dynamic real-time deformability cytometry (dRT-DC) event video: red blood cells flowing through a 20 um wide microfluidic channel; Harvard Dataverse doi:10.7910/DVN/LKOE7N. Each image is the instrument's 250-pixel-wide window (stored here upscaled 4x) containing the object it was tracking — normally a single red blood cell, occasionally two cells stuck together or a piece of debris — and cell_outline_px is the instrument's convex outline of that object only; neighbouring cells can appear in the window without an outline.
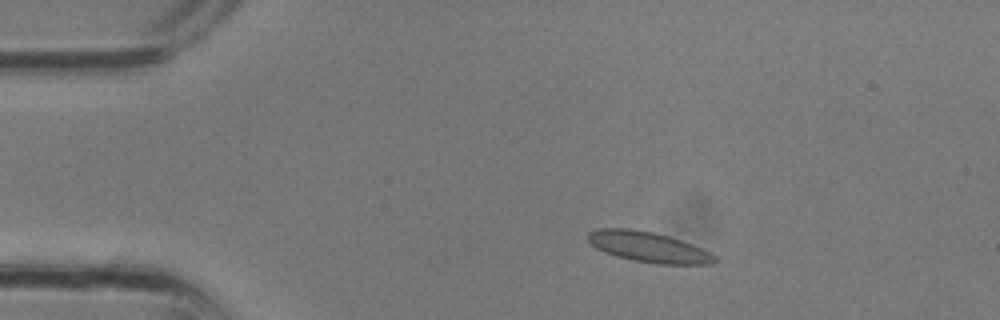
{"species": "common noctule bat (a hibernating species)", "species_latin": "Nyctalus noctula", "temperature_condition": "room temperature", "stored_images_in_passage": 20, "camera_frame_rate_fps": 3000, "um_per_image_px": 0.085, "animal": {"sex": "male", "body_mass_g": 13.3}, "frame": {"image": 1, "passage_image": 5, "time_ms": 1.333, "image_size_px": [1000, 320], "cell_outline_px": [[720, 260], [712, 264], [656, 264], [632, 260], [616, 256], [604, 252], [596, 248], [588, 240], [588, 232], [596, 228], [628, 228], [652, 232], [668, 236], [692, 244], [716, 256]], "centroid_in_image_um": [55.1, 21.0], "position_along_channel_um": 29.9, "area_um2": 22.43}}
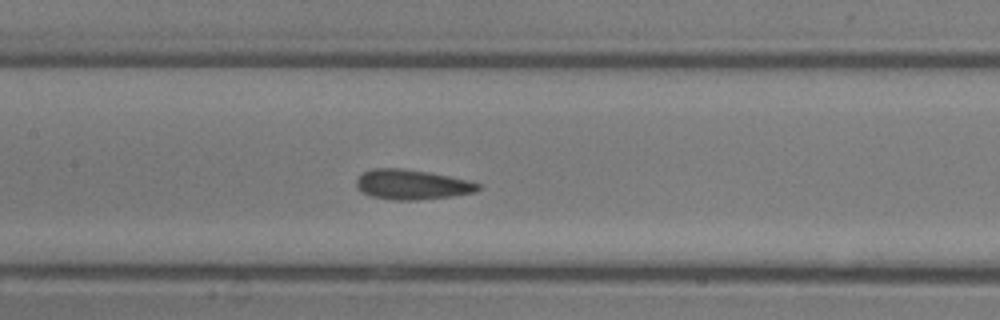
{"frame": {"image": 2, "passage_image": 14, "time_ms": 4.333, "image_size_px": [1000, 320], "cell_outline_px": [[480, 188], [476, 192], [452, 196], [416, 200], [396, 200], [372, 196], [360, 192], [356, 184], [356, 180], [364, 172], [372, 168], [404, 168], [428, 172], [468, 180], [480, 184]], "centroid_in_image_um": [35.01, 15.68], "position_along_channel_um": 172.4, "area_um2": 21.15}}
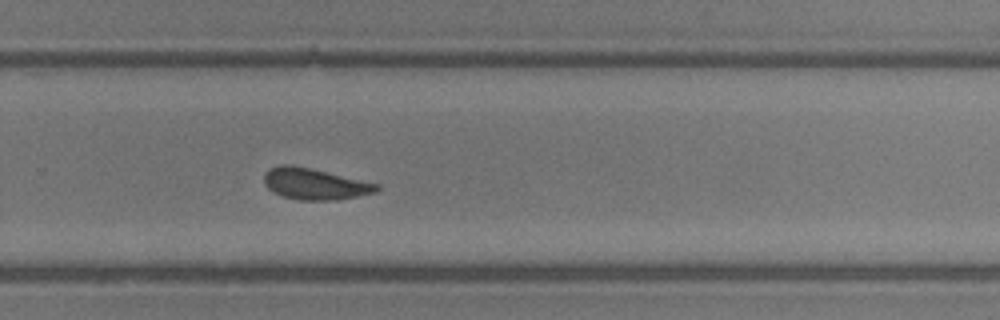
{"frame": {"image": 3, "passage_image": 20, "time_ms": 6.333, "image_size_px": [1000, 320], "cell_outline_px": [[380, 188], [376, 192], [336, 200], [300, 200], [284, 196], [272, 192], [264, 184], [264, 172], [268, 168], [280, 164], [292, 164], [380, 184]], "centroid_in_image_um": [26.72, 15.62], "position_along_channel_um": 303.1, "area_um2": 20.58}}